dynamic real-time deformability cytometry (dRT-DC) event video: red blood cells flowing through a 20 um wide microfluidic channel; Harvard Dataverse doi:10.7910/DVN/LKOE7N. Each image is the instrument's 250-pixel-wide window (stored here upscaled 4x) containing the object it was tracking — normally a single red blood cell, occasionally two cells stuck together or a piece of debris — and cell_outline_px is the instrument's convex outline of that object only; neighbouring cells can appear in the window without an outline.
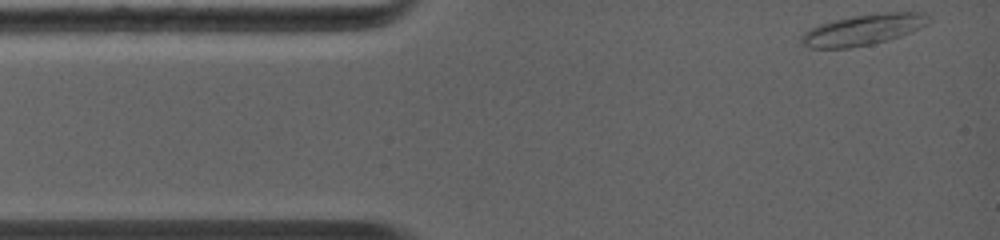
{"species": "common noctule bat (a hibernating species)", "species_latin": "Nyctalus noctula", "temperature_condition": "warm", "stored_images_in_passage": 51, "camera_frame_rate_fps": 5000, "um_per_image_px": 0.085, "animal": {"sex": "female", "body_mass_g": 19.0, "forearm_length_mm": 56.7}, "frame": {"image": 1, "passage_image": 1, "time_ms": 0.0, "image_size_px": [1000, 240], "cell_outline_px": [[932, 20], [928, 24], [912, 32], [888, 40], [872, 44], [848, 48], [808, 48], [800, 40], [800, 36], [804, 32], [820, 24], [852, 16], [884, 12], [924, 12]], "centroid_in_image_um": [73.41, 2.52], "position_along_channel_um": 11.6, "area_um2": 22.89}}
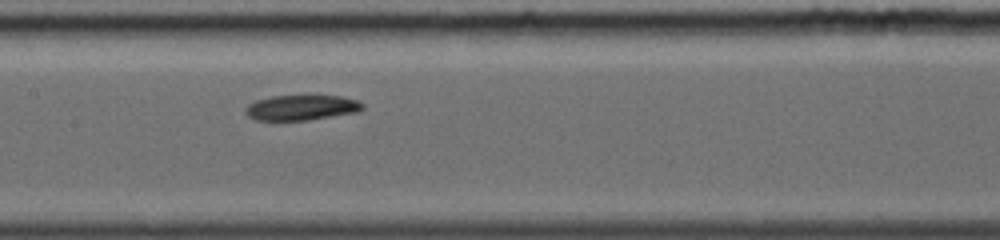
{"frame": {"image": 2, "passage_image": 23, "time_ms": 5.2, "image_size_px": [1000, 240], "cell_outline_px": [[364, 108], [356, 112], [308, 120], [256, 120], [248, 116], [244, 112], [244, 108], [248, 104], [256, 100], [272, 96], [340, 96], [356, 100], [364, 104]], "centroid_in_image_um": [25.58, 9.15], "position_along_channel_um": 181.8, "area_um2": 17.11}}
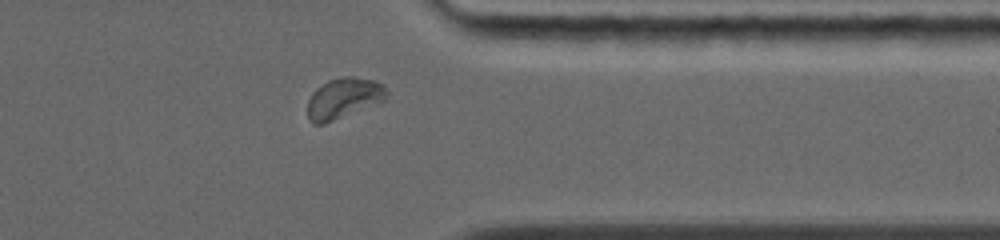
{"frame": {"image": 3, "passage_image": 44, "time_ms": 9.8, "image_size_px": [1000, 240], "cell_outline_px": [[388, 96], [384, 100], [324, 124], [312, 124], [308, 116], [308, 100], [312, 92], [316, 88], [328, 80], [340, 76], [356, 76], [372, 80], [384, 84], [388, 92]], "centroid_in_image_um": [29.2, 8.32], "position_along_channel_um": 382.2, "area_um2": 18.73}, "authors_computed_cell_mechanics": {"area_um2": 18.1492, "velocity_mm_per_s": 4.4188, "shape_relaxation_time_tau1_ms": 7.4546, "shape_relaxation_time_tau2_ms": 9.823, "deformation_change_tau1": 0.1471, "deformation_change_tau2": 0.1159}}